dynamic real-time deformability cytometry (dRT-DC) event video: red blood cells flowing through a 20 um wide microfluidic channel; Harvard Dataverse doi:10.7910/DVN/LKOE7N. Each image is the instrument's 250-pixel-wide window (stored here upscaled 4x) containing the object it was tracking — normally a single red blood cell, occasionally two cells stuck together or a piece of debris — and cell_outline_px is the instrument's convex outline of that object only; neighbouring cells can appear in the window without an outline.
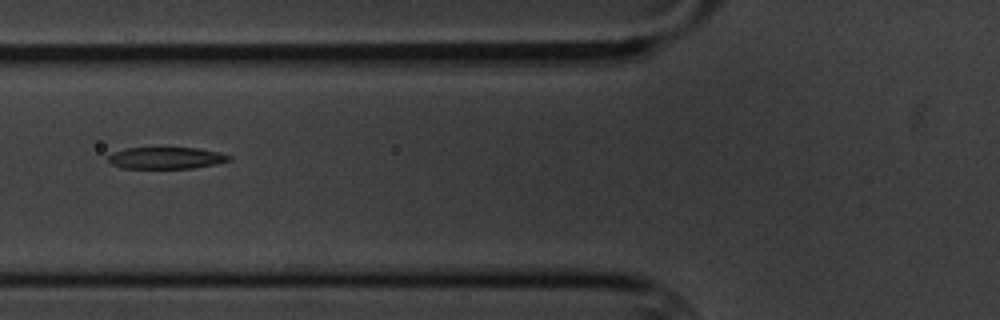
{"species": "common noctule bat (a hibernating species)", "species_latin": "Nyctalus noctula", "temperature_condition": "cold", "stored_images_in_passage": 13, "camera_frame_rate_fps": 3000, "um_per_image_px": 0.085, "animal": {"sex": "male", "body_mass_g": 20.1, "forearm_length_mm": 53.5}, "frame": {"image": 1, "passage_image": 6, "time_ms": 6.667, "image_size_px": [1000, 320], "cell_outline_px": [[232, 160], [216, 164], [192, 168], [120, 168], [112, 164], [108, 160], [108, 156], [112, 152], [128, 148], [196, 148], [220, 152], [232, 156]], "centroid_in_image_um": [14.14, 13.43], "position_along_channel_um": 111.7, "area_um2": 15.32}}
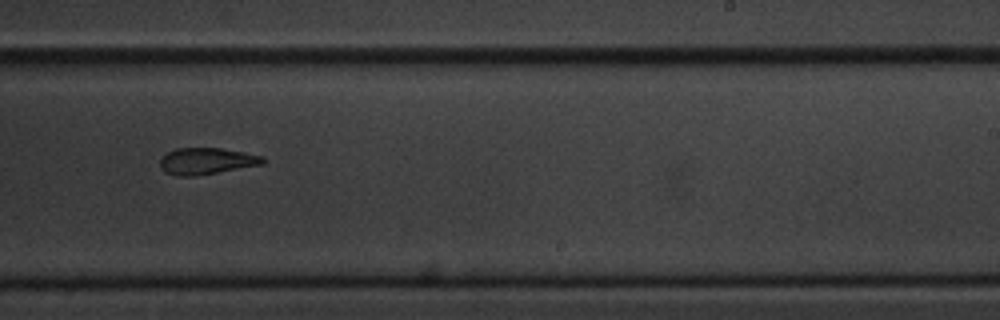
{"frame": {"image": 2, "passage_image": 10, "time_ms": 11.333, "image_size_px": [1000, 320], "cell_outline_px": [[264, 164], [192, 176], [176, 176], [164, 172], [160, 168], [160, 156], [176, 148], [220, 148], [264, 156]], "centroid_in_image_um": [17.5, 13.69], "position_along_channel_um": 271.5, "area_um2": 15.84}}
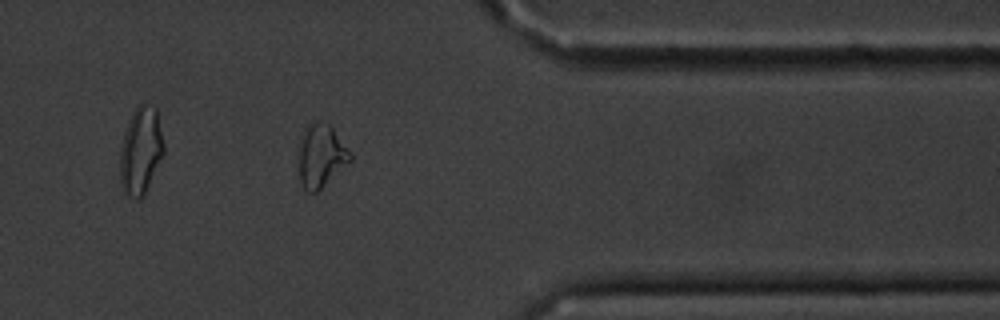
{"frame": {"image": 3, "passage_image": 13, "time_ms": 15.0, "image_size_px": [1000, 320], "cell_outline_px": [[352, 160], [316, 192], [308, 192], [304, 188], [300, 180], [300, 136], [304, 128], [308, 124], [316, 120], [320, 120], [332, 124], [352, 152]], "centroid_in_image_um": [27.33, 13.16], "position_along_channel_um": 384.1, "area_um2": 19.19}, "authors_computed_cell_mechanics": {"area_um2": 17.1666, "velocity_mm_per_s": 3.4302, "shape_relaxation_time_tau1_ms": 6.5438, "shape_relaxation_time_tau2_ms": 6.7766, "deformation_change_tau1": 0.1879, "deformation_change_tau2": 0.171}}